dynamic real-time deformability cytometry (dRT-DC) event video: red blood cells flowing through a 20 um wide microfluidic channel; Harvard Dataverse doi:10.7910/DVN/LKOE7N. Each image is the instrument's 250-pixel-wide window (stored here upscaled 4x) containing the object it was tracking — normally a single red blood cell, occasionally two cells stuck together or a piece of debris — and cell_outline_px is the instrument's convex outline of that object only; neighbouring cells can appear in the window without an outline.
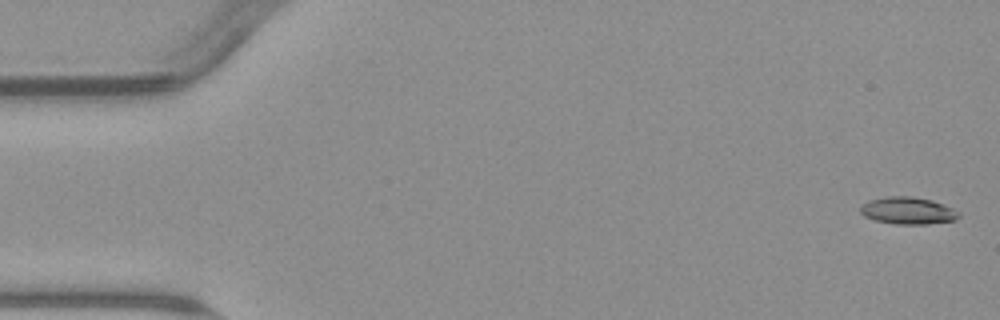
{"species": "common noctule bat (a hibernating species)", "species_latin": "Nyctalus noctula", "temperature_condition": "warm", "stored_images_in_passage": 6, "camera_frame_rate_fps": 3000, "um_per_image_px": 0.085, "animal": {"sex": "male", "body_mass_g": 23.1, "forearm_length_mm": 52.7}, "frame": {"image": 1, "passage_image": 1, "time_ms": 0.0, "image_size_px": [1000, 320], "cell_outline_px": [[960, 216], [956, 220], [928, 224], [896, 224], [876, 220], [864, 216], [860, 212], [860, 208], [868, 200], [884, 196], [912, 196], [932, 200], [944, 204], [960, 212]], "centroid_in_image_um": [77.19, 17.9], "position_along_channel_um": 7.8, "area_um2": 15.66}}
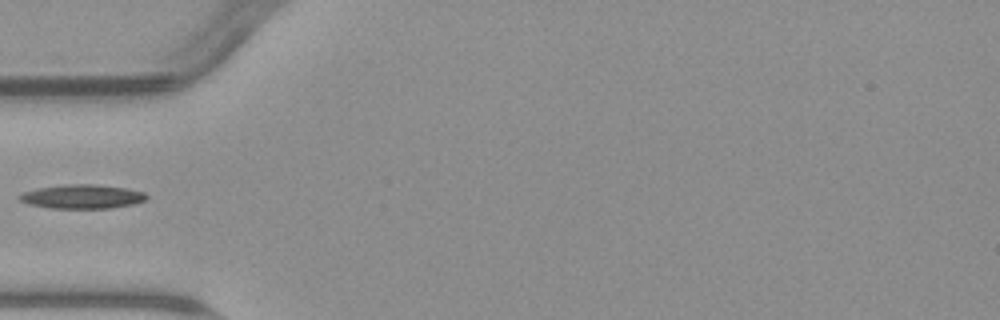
{"frame": {"image": 2, "passage_image": 5, "time_ms": 5.667, "image_size_px": [1000, 320], "cell_outline_px": [[148, 196], [144, 200], [132, 204], [108, 208], [52, 208], [28, 204], [20, 200], [16, 196], [24, 192], [40, 188], [64, 184], [96, 184], [128, 188], [144, 192]], "centroid_in_image_um": [6.98, 16.7], "position_along_channel_um": 78.0, "area_um2": 17.69}}
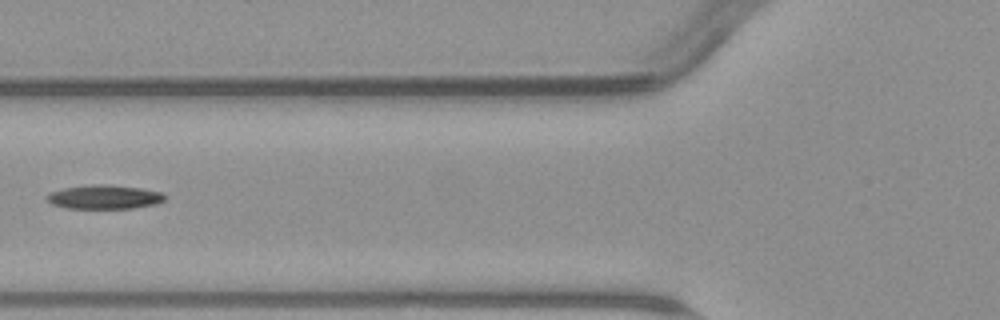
{"frame": {"image": 3, "passage_image": 6, "time_ms": 6.667, "image_size_px": [1000, 320], "cell_outline_px": [[164, 200], [156, 204], [132, 208], [68, 208], [52, 204], [44, 200], [44, 196], [48, 192], [64, 188], [96, 184], [104, 184], [140, 188], [160, 192], [164, 196]], "centroid_in_image_um": [8.79, 16.74], "position_along_channel_um": 117.0, "area_um2": 16.42}}